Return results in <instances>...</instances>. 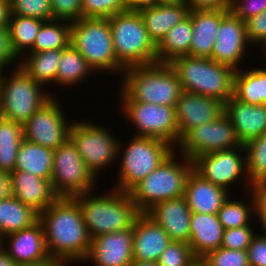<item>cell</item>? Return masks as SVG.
<instances>
[{"instance_id": "obj_1", "label": "cell", "mask_w": 266, "mask_h": 266, "mask_svg": "<svg viewBox=\"0 0 266 266\" xmlns=\"http://www.w3.org/2000/svg\"><path fill=\"white\" fill-rule=\"evenodd\" d=\"M39 221L50 257L85 262L92 239L74 198H58L39 214Z\"/></svg>"}, {"instance_id": "obj_2", "label": "cell", "mask_w": 266, "mask_h": 266, "mask_svg": "<svg viewBox=\"0 0 266 266\" xmlns=\"http://www.w3.org/2000/svg\"><path fill=\"white\" fill-rule=\"evenodd\" d=\"M121 101H139L175 107L182 92L169 63L126 68L122 74Z\"/></svg>"}, {"instance_id": "obj_3", "label": "cell", "mask_w": 266, "mask_h": 266, "mask_svg": "<svg viewBox=\"0 0 266 266\" xmlns=\"http://www.w3.org/2000/svg\"><path fill=\"white\" fill-rule=\"evenodd\" d=\"M182 91L226 103L233 96L235 70L211 58L179 56L169 62Z\"/></svg>"}, {"instance_id": "obj_4", "label": "cell", "mask_w": 266, "mask_h": 266, "mask_svg": "<svg viewBox=\"0 0 266 266\" xmlns=\"http://www.w3.org/2000/svg\"><path fill=\"white\" fill-rule=\"evenodd\" d=\"M91 195V192H87L74 197L81 207L91 239L98 235L130 229L141 214L129 193L112 189L105 195Z\"/></svg>"}, {"instance_id": "obj_5", "label": "cell", "mask_w": 266, "mask_h": 266, "mask_svg": "<svg viewBox=\"0 0 266 266\" xmlns=\"http://www.w3.org/2000/svg\"><path fill=\"white\" fill-rule=\"evenodd\" d=\"M176 154L177 151H173L158 168L128 192L140 213H146L160 202L184 196L194 165L184 155L180 156L184 161L177 162Z\"/></svg>"}, {"instance_id": "obj_6", "label": "cell", "mask_w": 266, "mask_h": 266, "mask_svg": "<svg viewBox=\"0 0 266 266\" xmlns=\"http://www.w3.org/2000/svg\"><path fill=\"white\" fill-rule=\"evenodd\" d=\"M114 53L124 68L157 63L156 45L148 36L138 11L109 17Z\"/></svg>"}, {"instance_id": "obj_7", "label": "cell", "mask_w": 266, "mask_h": 266, "mask_svg": "<svg viewBox=\"0 0 266 266\" xmlns=\"http://www.w3.org/2000/svg\"><path fill=\"white\" fill-rule=\"evenodd\" d=\"M70 43L85 58L94 72L121 73L125 70L114 53L108 18H80L71 22Z\"/></svg>"}, {"instance_id": "obj_8", "label": "cell", "mask_w": 266, "mask_h": 266, "mask_svg": "<svg viewBox=\"0 0 266 266\" xmlns=\"http://www.w3.org/2000/svg\"><path fill=\"white\" fill-rule=\"evenodd\" d=\"M129 143V144H128ZM123 149L122 142L119 144L118 157L121 155L119 162V172L116 187L121 192L128 193L136 184L146 178L173 152L174 147L165 141L135 136L128 142ZM123 151V152H121Z\"/></svg>"}, {"instance_id": "obj_9", "label": "cell", "mask_w": 266, "mask_h": 266, "mask_svg": "<svg viewBox=\"0 0 266 266\" xmlns=\"http://www.w3.org/2000/svg\"><path fill=\"white\" fill-rule=\"evenodd\" d=\"M13 71L0 84V116L23 125L54 96L20 66Z\"/></svg>"}, {"instance_id": "obj_10", "label": "cell", "mask_w": 266, "mask_h": 266, "mask_svg": "<svg viewBox=\"0 0 266 266\" xmlns=\"http://www.w3.org/2000/svg\"><path fill=\"white\" fill-rule=\"evenodd\" d=\"M97 179L70 139L54 149L51 184L59 198L92 192Z\"/></svg>"}, {"instance_id": "obj_11", "label": "cell", "mask_w": 266, "mask_h": 266, "mask_svg": "<svg viewBox=\"0 0 266 266\" xmlns=\"http://www.w3.org/2000/svg\"><path fill=\"white\" fill-rule=\"evenodd\" d=\"M69 139L78 150L82 160L97 177L118 157L121 141L112 136L106 127L92 122L73 121Z\"/></svg>"}, {"instance_id": "obj_12", "label": "cell", "mask_w": 266, "mask_h": 266, "mask_svg": "<svg viewBox=\"0 0 266 266\" xmlns=\"http://www.w3.org/2000/svg\"><path fill=\"white\" fill-rule=\"evenodd\" d=\"M122 113L136 128L135 136L156 138L179 145L175 107L139 101H120ZM131 121V122H130Z\"/></svg>"}, {"instance_id": "obj_13", "label": "cell", "mask_w": 266, "mask_h": 266, "mask_svg": "<svg viewBox=\"0 0 266 266\" xmlns=\"http://www.w3.org/2000/svg\"><path fill=\"white\" fill-rule=\"evenodd\" d=\"M242 146L230 119L223 113L217 119L191 129L181 139L177 148L180 150L176 151L193 161L203 154Z\"/></svg>"}, {"instance_id": "obj_14", "label": "cell", "mask_w": 266, "mask_h": 266, "mask_svg": "<svg viewBox=\"0 0 266 266\" xmlns=\"http://www.w3.org/2000/svg\"><path fill=\"white\" fill-rule=\"evenodd\" d=\"M193 165L194 171L203 179L227 190L232 187L233 183H237L240 177L245 179V182L247 181L246 183L249 185L247 190L254 189L249 182L246 171L244 146L203 154L193 160Z\"/></svg>"}, {"instance_id": "obj_15", "label": "cell", "mask_w": 266, "mask_h": 266, "mask_svg": "<svg viewBox=\"0 0 266 266\" xmlns=\"http://www.w3.org/2000/svg\"><path fill=\"white\" fill-rule=\"evenodd\" d=\"M59 103L53 97L23 124L25 140L54 150L69 139L72 123Z\"/></svg>"}, {"instance_id": "obj_16", "label": "cell", "mask_w": 266, "mask_h": 266, "mask_svg": "<svg viewBox=\"0 0 266 266\" xmlns=\"http://www.w3.org/2000/svg\"><path fill=\"white\" fill-rule=\"evenodd\" d=\"M250 46L246 36V24L229 12L220 23L212 59L239 70V63L245 59L246 47Z\"/></svg>"}, {"instance_id": "obj_17", "label": "cell", "mask_w": 266, "mask_h": 266, "mask_svg": "<svg viewBox=\"0 0 266 266\" xmlns=\"http://www.w3.org/2000/svg\"><path fill=\"white\" fill-rule=\"evenodd\" d=\"M179 143L193 128L217 119L224 113V103L200 94L182 91L175 106Z\"/></svg>"}, {"instance_id": "obj_18", "label": "cell", "mask_w": 266, "mask_h": 266, "mask_svg": "<svg viewBox=\"0 0 266 266\" xmlns=\"http://www.w3.org/2000/svg\"><path fill=\"white\" fill-rule=\"evenodd\" d=\"M85 261H92L95 266H130L133 261V227L92 238Z\"/></svg>"}, {"instance_id": "obj_19", "label": "cell", "mask_w": 266, "mask_h": 266, "mask_svg": "<svg viewBox=\"0 0 266 266\" xmlns=\"http://www.w3.org/2000/svg\"><path fill=\"white\" fill-rule=\"evenodd\" d=\"M5 243H8L6 248ZM1 246L19 266L50 257L43 226L39 220L28 228L4 236L1 239Z\"/></svg>"}, {"instance_id": "obj_20", "label": "cell", "mask_w": 266, "mask_h": 266, "mask_svg": "<svg viewBox=\"0 0 266 266\" xmlns=\"http://www.w3.org/2000/svg\"><path fill=\"white\" fill-rule=\"evenodd\" d=\"M145 214L160 225L172 241L189 244L192 212L184 196L160 202Z\"/></svg>"}, {"instance_id": "obj_21", "label": "cell", "mask_w": 266, "mask_h": 266, "mask_svg": "<svg viewBox=\"0 0 266 266\" xmlns=\"http://www.w3.org/2000/svg\"><path fill=\"white\" fill-rule=\"evenodd\" d=\"M224 113L242 145L266 132V105L246 104L232 96L224 103Z\"/></svg>"}, {"instance_id": "obj_22", "label": "cell", "mask_w": 266, "mask_h": 266, "mask_svg": "<svg viewBox=\"0 0 266 266\" xmlns=\"http://www.w3.org/2000/svg\"><path fill=\"white\" fill-rule=\"evenodd\" d=\"M229 9L190 10L192 20V37L189 56L212 59L214 43L217 38L221 20Z\"/></svg>"}, {"instance_id": "obj_23", "label": "cell", "mask_w": 266, "mask_h": 266, "mask_svg": "<svg viewBox=\"0 0 266 266\" xmlns=\"http://www.w3.org/2000/svg\"><path fill=\"white\" fill-rule=\"evenodd\" d=\"M172 242L163 228L148 215L141 213L133 226V260L154 261Z\"/></svg>"}, {"instance_id": "obj_24", "label": "cell", "mask_w": 266, "mask_h": 266, "mask_svg": "<svg viewBox=\"0 0 266 266\" xmlns=\"http://www.w3.org/2000/svg\"><path fill=\"white\" fill-rule=\"evenodd\" d=\"M10 178L12 196L31 207L38 214L59 198L48 179L19 170H14L10 174Z\"/></svg>"}, {"instance_id": "obj_25", "label": "cell", "mask_w": 266, "mask_h": 266, "mask_svg": "<svg viewBox=\"0 0 266 266\" xmlns=\"http://www.w3.org/2000/svg\"><path fill=\"white\" fill-rule=\"evenodd\" d=\"M230 191L203 179L194 170L188 177L184 197L191 212L217 214Z\"/></svg>"}, {"instance_id": "obj_26", "label": "cell", "mask_w": 266, "mask_h": 266, "mask_svg": "<svg viewBox=\"0 0 266 266\" xmlns=\"http://www.w3.org/2000/svg\"><path fill=\"white\" fill-rule=\"evenodd\" d=\"M184 0L173 4L152 5L138 10L150 39L157 45L168 31L189 14Z\"/></svg>"}, {"instance_id": "obj_27", "label": "cell", "mask_w": 266, "mask_h": 266, "mask_svg": "<svg viewBox=\"0 0 266 266\" xmlns=\"http://www.w3.org/2000/svg\"><path fill=\"white\" fill-rule=\"evenodd\" d=\"M224 228L217 214L192 212L189 245L195 257H205L221 247Z\"/></svg>"}, {"instance_id": "obj_28", "label": "cell", "mask_w": 266, "mask_h": 266, "mask_svg": "<svg viewBox=\"0 0 266 266\" xmlns=\"http://www.w3.org/2000/svg\"><path fill=\"white\" fill-rule=\"evenodd\" d=\"M54 150L25 139L20 143L14 170L51 181Z\"/></svg>"}, {"instance_id": "obj_29", "label": "cell", "mask_w": 266, "mask_h": 266, "mask_svg": "<svg viewBox=\"0 0 266 266\" xmlns=\"http://www.w3.org/2000/svg\"><path fill=\"white\" fill-rule=\"evenodd\" d=\"M233 96L246 104L266 105V67L236 70Z\"/></svg>"}, {"instance_id": "obj_30", "label": "cell", "mask_w": 266, "mask_h": 266, "mask_svg": "<svg viewBox=\"0 0 266 266\" xmlns=\"http://www.w3.org/2000/svg\"><path fill=\"white\" fill-rule=\"evenodd\" d=\"M192 37V20L188 15L171 28L156 45L157 62L169 63L179 56L189 54Z\"/></svg>"}, {"instance_id": "obj_31", "label": "cell", "mask_w": 266, "mask_h": 266, "mask_svg": "<svg viewBox=\"0 0 266 266\" xmlns=\"http://www.w3.org/2000/svg\"><path fill=\"white\" fill-rule=\"evenodd\" d=\"M62 49L28 52L21 57L19 66L37 83L56 85V75Z\"/></svg>"}, {"instance_id": "obj_32", "label": "cell", "mask_w": 266, "mask_h": 266, "mask_svg": "<svg viewBox=\"0 0 266 266\" xmlns=\"http://www.w3.org/2000/svg\"><path fill=\"white\" fill-rule=\"evenodd\" d=\"M39 214L14 196L0 200V238L32 226Z\"/></svg>"}, {"instance_id": "obj_33", "label": "cell", "mask_w": 266, "mask_h": 266, "mask_svg": "<svg viewBox=\"0 0 266 266\" xmlns=\"http://www.w3.org/2000/svg\"><path fill=\"white\" fill-rule=\"evenodd\" d=\"M92 71H94L93 68L70 43L62 49L57 68L56 84L64 88L78 86V83L84 81L83 79H86L88 75L90 76Z\"/></svg>"}, {"instance_id": "obj_34", "label": "cell", "mask_w": 266, "mask_h": 266, "mask_svg": "<svg viewBox=\"0 0 266 266\" xmlns=\"http://www.w3.org/2000/svg\"><path fill=\"white\" fill-rule=\"evenodd\" d=\"M263 192L258 189L249 190L247 194L250 197L247 201L250 202L249 205L229 197L217 212L218 219L224 230L250 225L249 218H252L253 215L251 214H256L257 201Z\"/></svg>"}, {"instance_id": "obj_35", "label": "cell", "mask_w": 266, "mask_h": 266, "mask_svg": "<svg viewBox=\"0 0 266 266\" xmlns=\"http://www.w3.org/2000/svg\"><path fill=\"white\" fill-rule=\"evenodd\" d=\"M43 22L44 20L42 19L9 15L7 27L10 33L12 47L20 58L33 47Z\"/></svg>"}, {"instance_id": "obj_36", "label": "cell", "mask_w": 266, "mask_h": 266, "mask_svg": "<svg viewBox=\"0 0 266 266\" xmlns=\"http://www.w3.org/2000/svg\"><path fill=\"white\" fill-rule=\"evenodd\" d=\"M23 125L0 116V171L12 173L23 140Z\"/></svg>"}, {"instance_id": "obj_37", "label": "cell", "mask_w": 266, "mask_h": 266, "mask_svg": "<svg viewBox=\"0 0 266 266\" xmlns=\"http://www.w3.org/2000/svg\"><path fill=\"white\" fill-rule=\"evenodd\" d=\"M70 37L71 22L58 19L44 21L29 52L66 48L70 44Z\"/></svg>"}, {"instance_id": "obj_38", "label": "cell", "mask_w": 266, "mask_h": 266, "mask_svg": "<svg viewBox=\"0 0 266 266\" xmlns=\"http://www.w3.org/2000/svg\"><path fill=\"white\" fill-rule=\"evenodd\" d=\"M246 152V171L254 189L266 191V132L243 145Z\"/></svg>"}, {"instance_id": "obj_39", "label": "cell", "mask_w": 266, "mask_h": 266, "mask_svg": "<svg viewBox=\"0 0 266 266\" xmlns=\"http://www.w3.org/2000/svg\"><path fill=\"white\" fill-rule=\"evenodd\" d=\"M10 15L52 20L50 0H9Z\"/></svg>"}, {"instance_id": "obj_40", "label": "cell", "mask_w": 266, "mask_h": 266, "mask_svg": "<svg viewBox=\"0 0 266 266\" xmlns=\"http://www.w3.org/2000/svg\"><path fill=\"white\" fill-rule=\"evenodd\" d=\"M82 18H109L126 11L124 0H81Z\"/></svg>"}, {"instance_id": "obj_41", "label": "cell", "mask_w": 266, "mask_h": 266, "mask_svg": "<svg viewBox=\"0 0 266 266\" xmlns=\"http://www.w3.org/2000/svg\"><path fill=\"white\" fill-rule=\"evenodd\" d=\"M195 255L188 243L172 241L159 257V266H190Z\"/></svg>"}, {"instance_id": "obj_42", "label": "cell", "mask_w": 266, "mask_h": 266, "mask_svg": "<svg viewBox=\"0 0 266 266\" xmlns=\"http://www.w3.org/2000/svg\"><path fill=\"white\" fill-rule=\"evenodd\" d=\"M211 266H250L247 251L219 247L205 257Z\"/></svg>"}, {"instance_id": "obj_43", "label": "cell", "mask_w": 266, "mask_h": 266, "mask_svg": "<svg viewBox=\"0 0 266 266\" xmlns=\"http://www.w3.org/2000/svg\"><path fill=\"white\" fill-rule=\"evenodd\" d=\"M251 226L250 223V225L224 230L221 247L247 251V248L256 236L255 231L252 229L254 227Z\"/></svg>"}, {"instance_id": "obj_44", "label": "cell", "mask_w": 266, "mask_h": 266, "mask_svg": "<svg viewBox=\"0 0 266 266\" xmlns=\"http://www.w3.org/2000/svg\"><path fill=\"white\" fill-rule=\"evenodd\" d=\"M53 19L74 22L82 18L81 0H50Z\"/></svg>"}, {"instance_id": "obj_45", "label": "cell", "mask_w": 266, "mask_h": 266, "mask_svg": "<svg viewBox=\"0 0 266 266\" xmlns=\"http://www.w3.org/2000/svg\"><path fill=\"white\" fill-rule=\"evenodd\" d=\"M246 36L250 45L258 44L266 48V9L245 21Z\"/></svg>"}, {"instance_id": "obj_46", "label": "cell", "mask_w": 266, "mask_h": 266, "mask_svg": "<svg viewBox=\"0 0 266 266\" xmlns=\"http://www.w3.org/2000/svg\"><path fill=\"white\" fill-rule=\"evenodd\" d=\"M265 9L266 4L263 0H230L229 11L244 22Z\"/></svg>"}, {"instance_id": "obj_47", "label": "cell", "mask_w": 266, "mask_h": 266, "mask_svg": "<svg viewBox=\"0 0 266 266\" xmlns=\"http://www.w3.org/2000/svg\"><path fill=\"white\" fill-rule=\"evenodd\" d=\"M247 256L250 266H266V238L257 234L247 248Z\"/></svg>"}, {"instance_id": "obj_48", "label": "cell", "mask_w": 266, "mask_h": 266, "mask_svg": "<svg viewBox=\"0 0 266 266\" xmlns=\"http://www.w3.org/2000/svg\"><path fill=\"white\" fill-rule=\"evenodd\" d=\"M18 59V66L20 64L19 56L13 50L11 37L8 30V27H0V62H2L7 68L13 62L17 61ZM9 65V66H8Z\"/></svg>"}, {"instance_id": "obj_49", "label": "cell", "mask_w": 266, "mask_h": 266, "mask_svg": "<svg viewBox=\"0 0 266 266\" xmlns=\"http://www.w3.org/2000/svg\"><path fill=\"white\" fill-rule=\"evenodd\" d=\"M190 10L229 9L230 0H184Z\"/></svg>"}, {"instance_id": "obj_50", "label": "cell", "mask_w": 266, "mask_h": 266, "mask_svg": "<svg viewBox=\"0 0 266 266\" xmlns=\"http://www.w3.org/2000/svg\"><path fill=\"white\" fill-rule=\"evenodd\" d=\"M256 218L259 220V223L263 227L262 229L264 230V233H260V235L264 238H266V192H263L257 201V206H256Z\"/></svg>"}, {"instance_id": "obj_51", "label": "cell", "mask_w": 266, "mask_h": 266, "mask_svg": "<svg viewBox=\"0 0 266 266\" xmlns=\"http://www.w3.org/2000/svg\"><path fill=\"white\" fill-rule=\"evenodd\" d=\"M12 196L10 173L0 171V200Z\"/></svg>"}, {"instance_id": "obj_52", "label": "cell", "mask_w": 266, "mask_h": 266, "mask_svg": "<svg viewBox=\"0 0 266 266\" xmlns=\"http://www.w3.org/2000/svg\"><path fill=\"white\" fill-rule=\"evenodd\" d=\"M71 263L72 262L64 260V259H59V258H55V257H49V258L44 259V260L39 261V262L29 263V264H22L20 266H68Z\"/></svg>"}, {"instance_id": "obj_53", "label": "cell", "mask_w": 266, "mask_h": 266, "mask_svg": "<svg viewBox=\"0 0 266 266\" xmlns=\"http://www.w3.org/2000/svg\"><path fill=\"white\" fill-rule=\"evenodd\" d=\"M126 11H138L153 5V0H124Z\"/></svg>"}, {"instance_id": "obj_54", "label": "cell", "mask_w": 266, "mask_h": 266, "mask_svg": "<svg viewBox=\"0 0 266 266\" xmlns=\"http://www.w3.org/2000/svg\"><path fill=\"white\" fill-rule=\"evenodd\" d=\"M9 15V0H0V27L7 26Z\"/></svg>"}, {"instance_id": "obj_55", "label": "cell", "mask_w": 266, "mask_h": 266, "mask_svg": "<svg viewBox=\"0 0 266 266\" xmlns=\"http://www.w3.org/2000/svg\"><path fill=\"white\" fill-rule=\"evenodd\" d=\"M0 266H19L4 250L2 246H0Z\"/></svg>"}, {"instance_id": "obj_56", "label": "cell", "mask_w": 266, "mask_h": 266, "mask_svg": "<svg viewBox=\"0 0 266 266\" xmlns=\"http://www.w3.org/2000/svg\"><path fill=\"white\" fill-rule=\"evenodd\" d=\"M130 266H159V265H158V262H154V261L133 260Z\"/></svg>"}, {"instance_id": "obj_57", "label": "cell", "mask_w": 266, "mask_h": 266, "mask_svg": "<svg viewBox=\"0 0 266 266\" xmlns=\"http://www.w3.org/2000/svg\"><path fill=\"white\" fill-rule=\"evenodd\" d=\"M190 266H211L204 257H196Z\"/></svg>"}, {"instance_id": "obj_58", "label": "cell", "mask_w": 266, "mask_h": 266, "mask_svg": "<svg viewBox=\"0 0 266 266\" xmlns=\"http://www.w3.org/2000/svg\"><path fill=\"white\" fill-rule=\"evenodd\" d=\"M182 0H153V5L173 4Z\"/></svg>"}, {"instance_id": "obj_59", "label": "cell", "mask_w": 266, "mask_h": 266, "mask_svg": "<svg viewBox=\"0 0 266 266\" xmlns=\"http://www.w3.org/2000/svg\"><path fill=\"white\" fill-rule=\"evenodd\" d=\"M7 68L2 62H0V84L3 81V77H4V69Z\"/></svg>"}, {"instance_id": "obj_60", "label": "cell", "mask_w": 266, "mask_h": 266, "mask_svg": "<svg viewBox=\"0 0 266 266\" xmlns=\"http://www.w3.org/2000/svg\"><path fill=\"white\" fill-rule=\"evenodd\" d=\"M264 53L263 57H266V48L262 51ZM266 59V58H265Z\"/></svg>"}]
</instances>
